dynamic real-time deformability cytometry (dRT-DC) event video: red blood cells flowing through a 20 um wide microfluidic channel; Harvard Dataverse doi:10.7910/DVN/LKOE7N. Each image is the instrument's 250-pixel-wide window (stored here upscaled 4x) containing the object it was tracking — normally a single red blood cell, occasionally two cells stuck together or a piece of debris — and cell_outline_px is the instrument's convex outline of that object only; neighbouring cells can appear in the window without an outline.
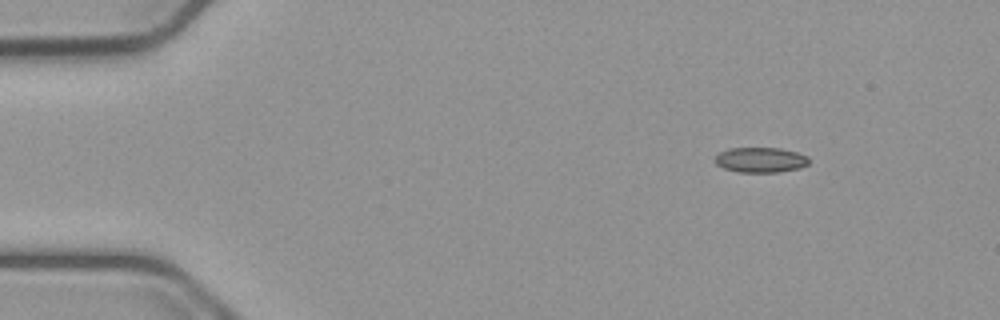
{"species": "common noctule bat (a hibernating species)", "species_latin": "Nyctalus noctula", "temperature_condition": "cold", "stored_images_in_passage": 49, "camera_frame_rate_fps": 3000, "um_per_image_px": 0.085, "animal": {"sex": "male", "body_mass_g": 23.1, "forearm_length_mm": 52.7}, "frame": {"image": 1, "passage_image": 1, "time_ms": 0.0, "image_size_px": [1000, 320], "cell_outline_px": [[808, 164], [800, 168], [780, 172], [736, 172], [724, 168], [716, 164], [712, 160], [720, 152], [728, 148], [780, 148], [796, 152], [808, 156]], "centroid_in_image_um": [64.62, 13.59], "position_along_channel_um": 20.4, "area_um2": 13.87}}
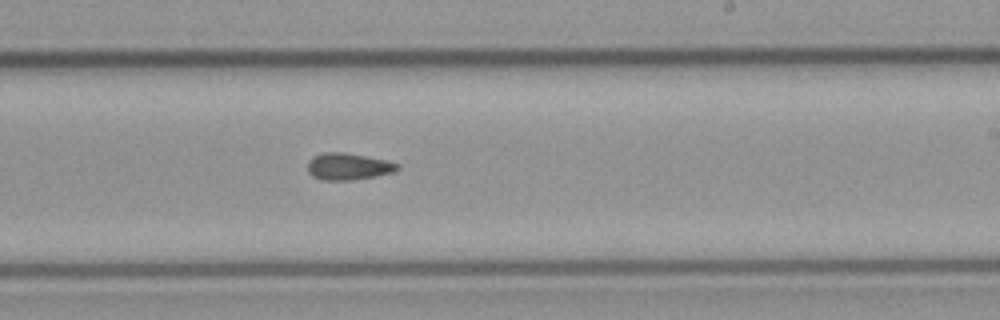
{"frame": {"image": 2, "passage_image": 27, "time_ms": 8.667, "image_size_px": [1000, 320], "cell_outline_px": [[400, 168], [392, 172], [352, 180], [324, 180], [312, 176], [308, 172], [308, 160], [312, 156], [324, 152], [344, 152], [388, 160], [400, 164]], "centroid_in_image_um": [29.58, 14.13], "position_along_channel_um": 259.4, "area_um2": 14.05}}
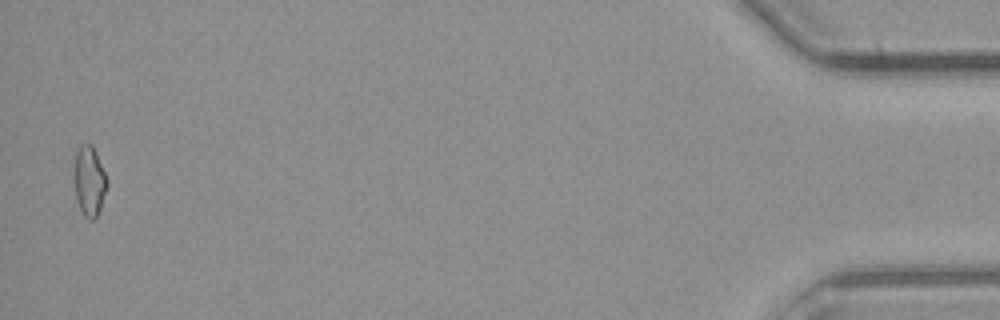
{"frame": {"image": 3, "passage_image": 48, "time_ms": 15.667, "image_size_px": [1000, 320], "cell_outline_px": [[108, 184], [100, 208], [96, 216], [92, 220], [84, 216], [76, 200], [72, 180], [72, 172], [76, 152], [80, 144], [92, 144], [96, 152], [108, 180]], "centroid_in_image_um": [7.55, 15.36], "position_along_channel_um": 427.7, "area_um2": 13.76}}